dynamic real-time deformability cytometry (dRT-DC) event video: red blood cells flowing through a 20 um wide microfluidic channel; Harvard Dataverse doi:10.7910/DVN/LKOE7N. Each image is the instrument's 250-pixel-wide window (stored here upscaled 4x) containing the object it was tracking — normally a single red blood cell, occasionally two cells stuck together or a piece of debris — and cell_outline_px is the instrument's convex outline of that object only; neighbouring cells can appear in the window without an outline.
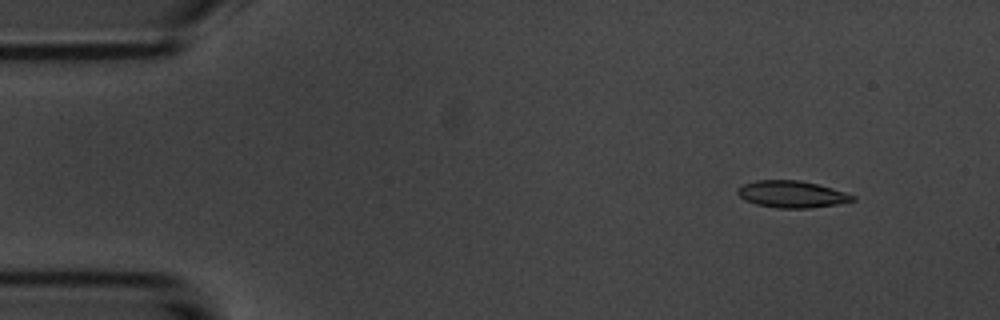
{"species": "common noctule bat (a hibernating species)", "species_latin": "Nyctalus noctula", "temperature_condition": "room temperature", "stored_images_in_passage": 4, "camera_frame_rate_fps": 3000, "um_per_image_px": 0.085, "animal": {"sex": "male", "body_mass_g": 20.1, "forearm_length_mm": 53.5}, "frame": {"image": 1, "passage_image": 2, "time_ms": 1.667, "image_size_px": [1000, 320], "cell_outline_px": [[856, 200], [836, 204], [808, 208], [776, 208], [756, 204], [744, 200], [736, 192], [736, 188], [744, 184], [756, 180], [800, 180], [832, 188], [856, 196]], "centroid_in_image_um": [67.27, 16.51], "position_along_channel_um": 17.7, "area_um2": 17.98}}